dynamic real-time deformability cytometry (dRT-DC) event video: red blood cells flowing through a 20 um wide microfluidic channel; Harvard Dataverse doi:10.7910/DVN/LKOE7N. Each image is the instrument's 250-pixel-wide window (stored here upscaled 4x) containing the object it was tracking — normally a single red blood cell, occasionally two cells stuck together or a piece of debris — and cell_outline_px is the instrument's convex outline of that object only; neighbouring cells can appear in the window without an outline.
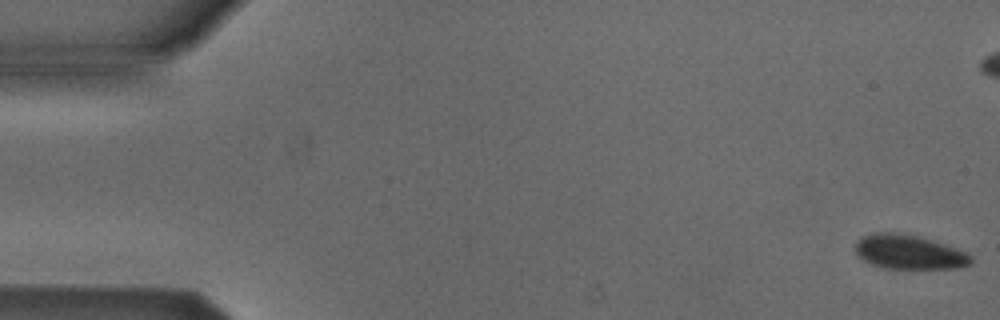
{"species": "Egyptian fruit bat (a non-hibernating species)", "species_latin": "Rousettus aegyptiacus", "temperature_condition": "cold", "stored_images_in_passage": 54, "camera_frame_rate_fps": 3000, "um_per_image_px": 0.085, "animal": {"sex": "male"}, "frame": {"image": 1, "passage_image": 1, "time_ms": 0.0, "image_size_px": [1000, 320], "cell_outline_px": [[972, 264], [956, 268], [884, 268], [872, 264], [856, 256], [856, 244], [860, 236], [872, 232], [892, 232], [916, 236], [932, 240], [968, 252], [972, 256]], "centroid_in_image_um": [77.26, 21.42], "position_along_channel_um": 7.7, "area_um2": 23.12}}
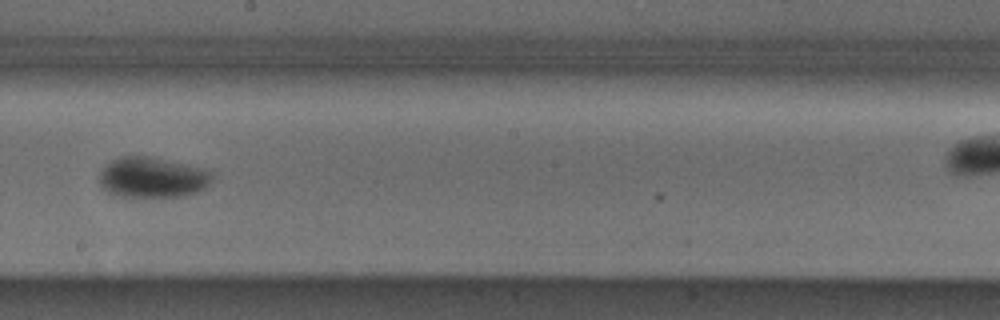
{"frame": {"image": 2, "passage_image": 30, "time_ms": 9.667, "image_size_px": [1000, 320], "cell_outline_px": [[212, 180], [204, 188], [196, 192], [184, 196], [112, 196], [100, 184], [100, 172], [112, 160], [124, 156], [148, 156], [204, 168], [212, 172]], "centroid_in_image_um": [12.96, 15.08], "position_along_channel_um": 235.2, "area_um2": 26.36}}
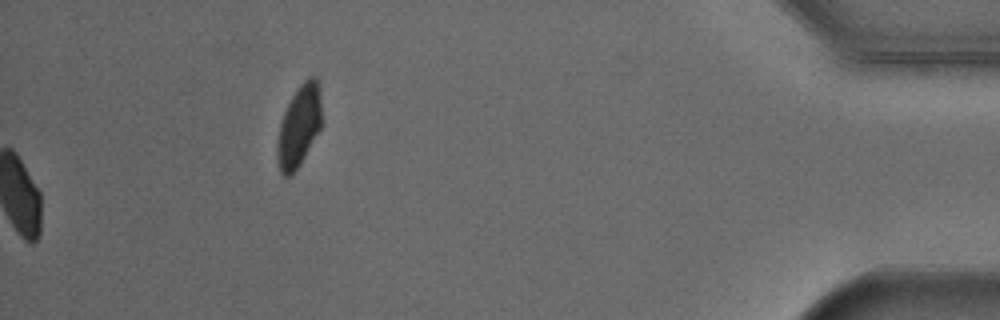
{"frame": {"image": 3, "passage_image": 54, "time_ms": 17.667, "image_size_px": [1000, 320], "cell_outline_px": [[320, 128], [300, 164], [288, 176], [284, 176], [280, 172], [276, 156], [276, 148], [280, 124], [284, 112], [292, 96], [300, 84], [308, 76], [316, 76], [320, 88]], "centroid_in_image_um": [25.4, 10.69], "position_along_channel_um": 409.8, "area_um2": 20.75}, "authors_computed_cell_mechanics": {"area_um2": 24.6517, "velocity_mm_per_s": 3.8424, "shape_relaxation_time_tau1_ms": 3.5071, "shape_relaxation_time_tau2_ms": null, "deformation_change_tau1": 0.0753, "deformation_change_tau2": null}}